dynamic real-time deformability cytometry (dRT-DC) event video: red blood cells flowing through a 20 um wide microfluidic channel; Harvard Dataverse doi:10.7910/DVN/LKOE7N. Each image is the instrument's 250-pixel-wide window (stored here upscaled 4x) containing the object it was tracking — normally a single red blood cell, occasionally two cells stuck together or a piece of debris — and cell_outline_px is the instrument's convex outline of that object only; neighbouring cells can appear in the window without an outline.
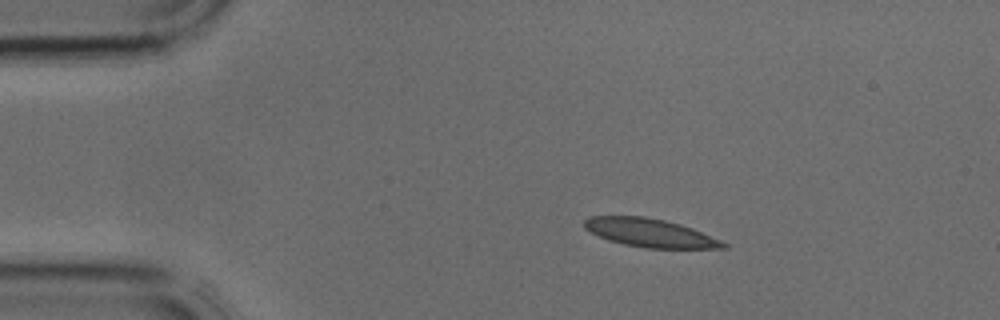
{"species": "common noctule bat (a hibernating species)", "species_latin": "Nyctalus noctula", "temperature_condition": "cold", "stored_images_in_passage": 2, "camera_frame_rate_fps": 3000, "um_per_image_px": 0.085, "animal": {"sex": "male", "body_mass_g": 17.9, "forearm_length_mm": 54.2}, "frame": {"image": 1, "passage_image": 1, "time_ms": 0.0, "image_size_px": [1000, 320], "cell_outline_px": [[728, 248], [644, 248], [624, 244], [608, 240], [584, 228], [584, 220], [588, 216], [644, 216], [664, 220], [680, 224], [692, 228], [720, 240], [728, 244]], "centroid_in_image_um": [55.24, 19.79], "position_along_channel_um": 29.8, "area_um2": 22.83}}